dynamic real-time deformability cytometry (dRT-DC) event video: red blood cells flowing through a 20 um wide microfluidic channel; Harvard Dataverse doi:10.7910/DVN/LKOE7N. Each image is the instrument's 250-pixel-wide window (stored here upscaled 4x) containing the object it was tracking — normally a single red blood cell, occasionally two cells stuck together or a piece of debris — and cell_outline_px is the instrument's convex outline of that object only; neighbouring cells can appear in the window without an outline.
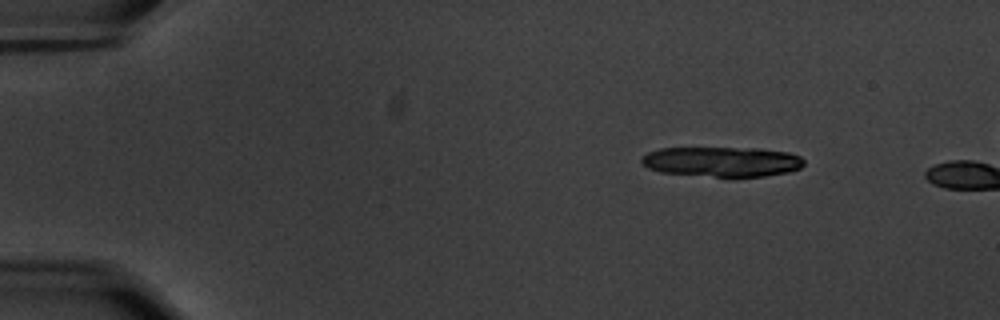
{"species": "common noctule bat (a hibernating species)", "species_latin": "Nyctalus noctula", "temperature_condition": "warm", "stored_images_in_passage": 3, "camera_frame_rate_fps": 3000, "um_per_image_px": 0.085, "animal": {"sex": "male", "body_mass_g": 20.1, "forearm_length_mm": 53.5}, "frame": {"image": 1, "passage_image": 1, "time_ms": 0.0, "image_size_px": [1000, 320], "cell_outline_px": [[804, 164], [800, 168], [788, 172], [764, 176], [716, 176], [660, 172], [648, 168], [640, 160], [648, 152], [660, 148], [756, 148], [788, 152], [800, 156], [804, 160]], "centroid_in_image_um": [61.39, 13.73], "position_along_channel_um": 23.6, "area_um2": 28.09}}